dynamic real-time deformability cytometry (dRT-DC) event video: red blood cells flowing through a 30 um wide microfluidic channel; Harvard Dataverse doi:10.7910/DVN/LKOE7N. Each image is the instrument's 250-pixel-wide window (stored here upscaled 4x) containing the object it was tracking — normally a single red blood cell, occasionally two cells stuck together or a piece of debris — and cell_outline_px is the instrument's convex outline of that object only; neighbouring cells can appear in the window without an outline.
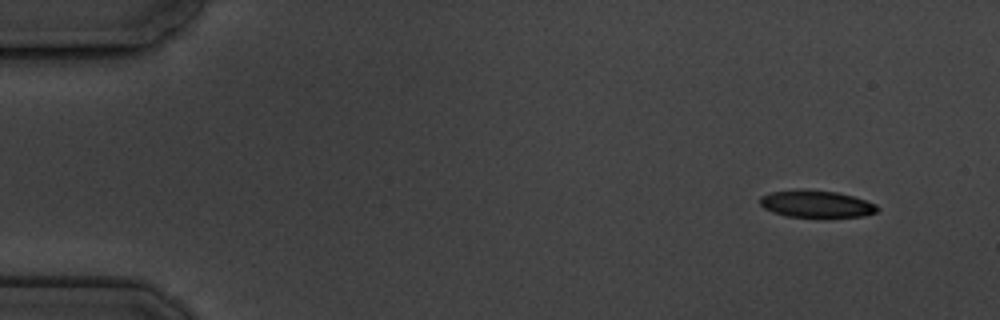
{"species": "common noctule bat (a hibernating species)", "species_latin": "Nyctalus noctula", "temperature_condition": "cold", "stored_images_in_passage": 5, "camera_frame_rate_fps": 3000, "um_per_image_px": 0.085, "animal": {"sex": "male", "body_mass_g": 19.5, "forearm_length_mm": 54.6}, "frame": {"image": 1, "passage_image": 1, "time_ms": 0.0, "image_size_px": [1000, 320], "cell_outline_px": [[880, 208], [876, 212], [864, 216], [784, 216], [772, 212], [764, 208], [760, 204], [760, 196], [772, 192], [796, 188], [836, 192], [852, 196], [876, 204]], "centroid_in_image_um": [69.34, 17.31], "position_along_channel_um": 15.7, "area_um2": 18.38}}
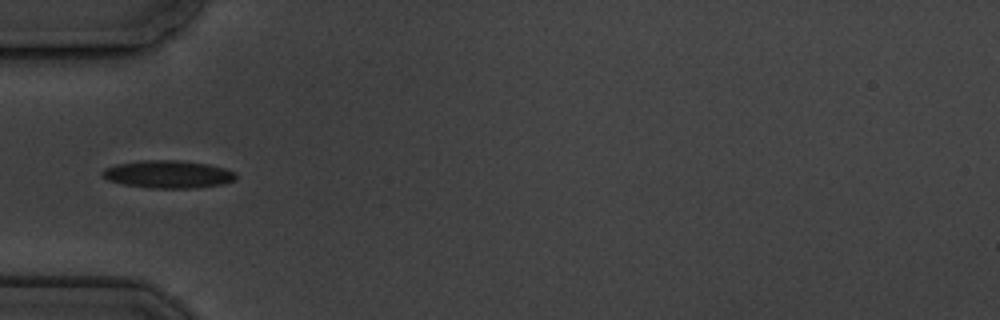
{"frame": {"image": 2, "passage_image": 5, "time_ms": 4.667, "image_size_px": [1000, 320], "cell_outline_px": [[236, 180], [224, 184], [196, 188], [152, 188], [124, 184], [108, 180], [100, 172], [104, 168], [116, 164], [140, 160], [180, 160], [208, 164], [224, 168], [236, 172]], "centroid_in_image_um": [14.31, 14.81], "position_along_channel_um": 70.7, "area_um2": 21.68}}